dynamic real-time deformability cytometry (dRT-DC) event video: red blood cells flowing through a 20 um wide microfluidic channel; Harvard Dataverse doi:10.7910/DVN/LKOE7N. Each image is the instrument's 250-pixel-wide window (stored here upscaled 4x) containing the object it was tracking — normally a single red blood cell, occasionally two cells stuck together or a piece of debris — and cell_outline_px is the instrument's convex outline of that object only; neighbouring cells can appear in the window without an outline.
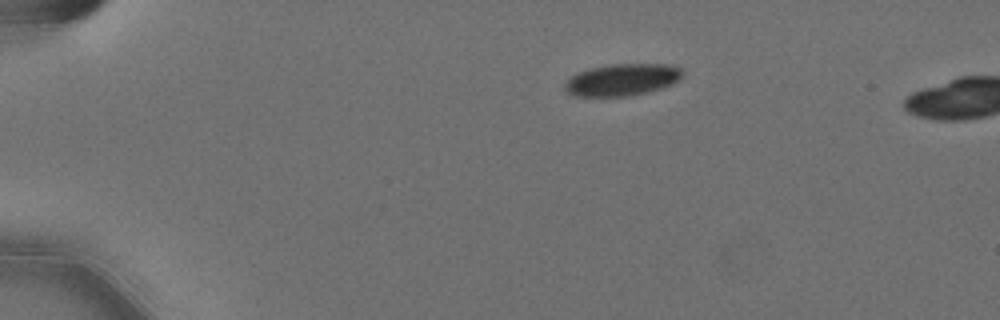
{"species": "Egyptian fruit bat (a non-hibernating species)", "species_latin": "Rousettus aegyptiacus", "temperature_condition": "cold", "stored_images_in_passage": 5, "camera_frame_rate_fps": 3000, "um_per_image_px": 0.085, "animal": {"sex": "female"}, "frame": {"image": 1, "passage_image": 1, "time_ms": 0.0, "image_size_px": [1000, 320], "cell_outline_px": [[680, 76], [672, 84], [648, 92], [628, 96], [572, 96], [564, 88], [564, 84], [572, 76], [580, 72], [592, 68], [612, 64], [668, 64], [680, 68]], "centroid_in_image_um": [52.85, 6.79], "position_along_channel_um": 32.2, "area_um2": 21.5}}